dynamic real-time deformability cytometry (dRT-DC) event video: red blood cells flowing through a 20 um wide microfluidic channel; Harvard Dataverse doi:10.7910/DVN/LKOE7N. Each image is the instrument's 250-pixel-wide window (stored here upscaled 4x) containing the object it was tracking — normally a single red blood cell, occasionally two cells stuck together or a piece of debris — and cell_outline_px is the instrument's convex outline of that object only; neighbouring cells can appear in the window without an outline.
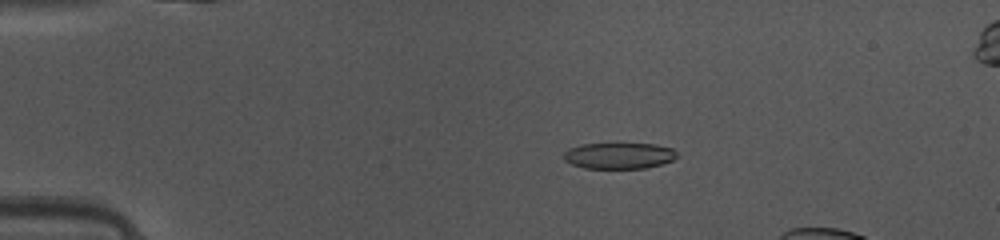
{"species": "common noctule bat (a hibernating species)", "species_latin": "Nyctalus noctula", "temperature_condition": "warm", "stored_images_in_passage": 36, "camera_frame_rate_fps": 3000, "um_per_image_px": 0.085, "animal": {"sex": "female", "body_mass_g": 10.0, "forearm_length_mm": 53.1}, "frame": {"image": 1, "passage_image": 2, "time_ms": 0.333, "image_size_px": [1000, 240], "cell_outline_px": [[676, 156], [672, 160], [660, 164], [644, 168], [584, 168], [572, 164], [564, 160], [564, 152], [568, 148], [580, 144], [616, 140], [656, 144], [672, 148], [676, 152]], "centroid_in_image_um": [52.57, 13.16], "position_along_channel_um": 32.4, "area_um2": 18.21}}
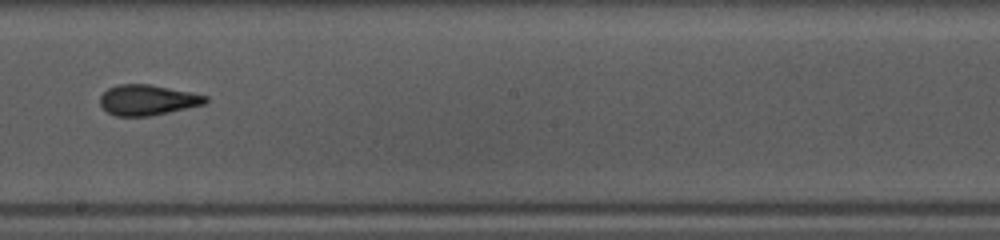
{"frame": {"image": 2, "passage_image": 20, "time_ms": 6.333, "image_size_px": [1000, 240], "cell_outline_px": [[208, 100], [204, 104], [168, 112], [148, 116], [116, 116], [108, 112], [100, 104], [100, 96], [108, 88], [120, 84], [152, 84], [208, 96]], "centroid_in_image_um": [12.53, 8.49], "position_along_channel_um": 235.7, "area_um2": 18.55}}
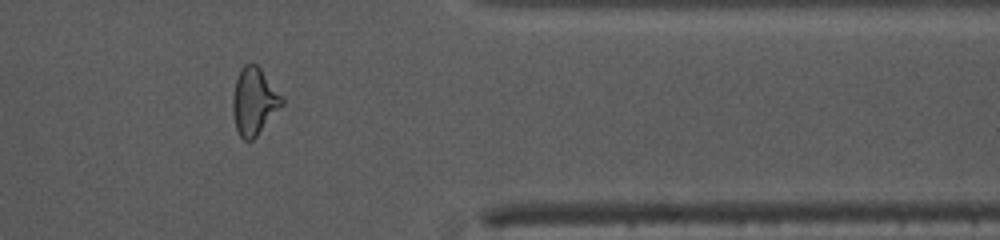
{"frame": {"image": 3, "passage_image": 32, "time_ms": 10.333, "image_size_px": [1000, 240], "cell_outline_px": [[284, 104], [256, 136], [252, 140], [244, 140], [240, 136], [236, 128], [232, 112], [232, 96], [236, 80], [244, 64], [256, 64], [260, 68], [284, 100]], "centroid_in_image_um": [21.58, 8.63], "position_along_channel_um": 389.8, "area_um2": 18.9}}